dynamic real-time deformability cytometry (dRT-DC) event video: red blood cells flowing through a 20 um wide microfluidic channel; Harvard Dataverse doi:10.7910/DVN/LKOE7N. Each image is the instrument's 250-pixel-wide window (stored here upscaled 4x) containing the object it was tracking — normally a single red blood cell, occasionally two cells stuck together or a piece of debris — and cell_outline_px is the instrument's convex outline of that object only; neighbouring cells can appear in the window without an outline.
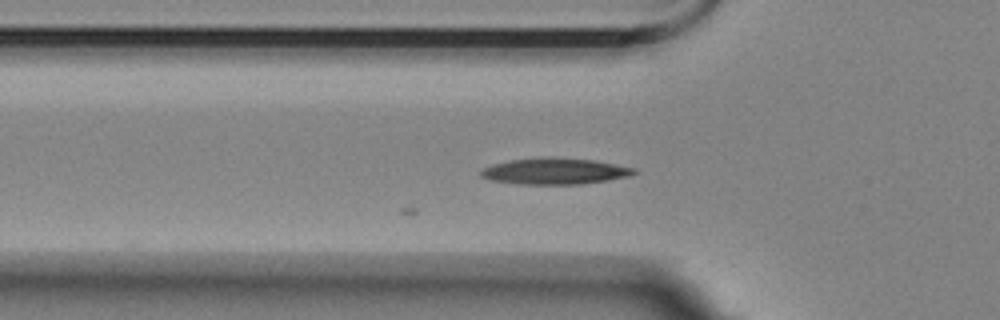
{"species": "Egyptian fruit bat (a non-hibernating species)", "species_latin": "Rousettus aegyptiacus", "temperature_condition": "room temperature", "stored_images_in_passage": 4, "camera_frame_rate_fps": 3000, "um_per_image_px": 0.085, "animal": {"sex": "female"}, "frame": {"image": 1, "passage_image": 4, "time_ms": 3.333, "image_size_px": [1000, 320], "cell_outline_px": [[636, 172], [632, 176], [608, 180], [580, 184], [516, 184], [488, 180], [480, 176], [480, 172], [484, 168], [492, 164], [512, 160], [548, 156], [592, 160], [636, 168]], "centroid_in_image_um": [47.14, 14.55], "position_along_channel_um": 78.7, "area_um2": 23.52}}